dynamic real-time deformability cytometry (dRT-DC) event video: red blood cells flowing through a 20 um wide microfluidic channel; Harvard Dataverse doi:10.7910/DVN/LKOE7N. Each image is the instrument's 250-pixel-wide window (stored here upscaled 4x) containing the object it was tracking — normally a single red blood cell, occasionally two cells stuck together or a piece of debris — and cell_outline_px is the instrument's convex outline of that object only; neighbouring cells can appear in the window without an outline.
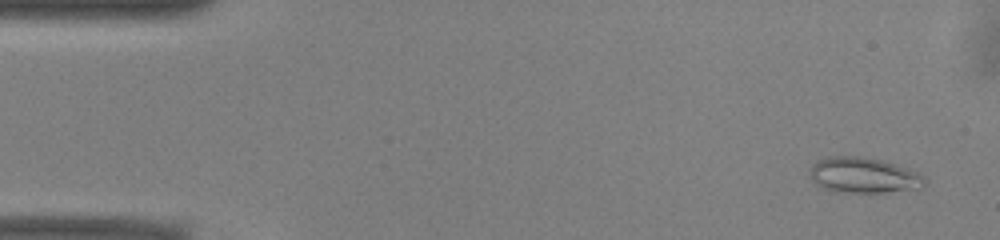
{"species": "common noctule bat (a hibernating species)", "species_latin": "Nyctalus noctula", "temperature_condition": "warm", "stored_images_in_passage": 52, "camera_frame_rate_fps": 3000, "um_per_image_px": 0.085, "animal": {"sex": "male", "body_mass_g": 13.0, "forearm_length_mm": 53.1}, "frame": {"image": 1, "passage_image": 3, "time_ms": 0.667, "image_size_px": [1000, 240], "cell_outline_px": [[924, 184], [920, 188], [884, 192], [836, 192], [824, 188], [816, 184], [808, 176], [808, 172], [812, 164], [816, 160], [828, 156], [856, 156], [884, 160], [924, 176]], "centroid_in_image_um": [73.3, 14.89], "position_along_channel_um": 11.7, "area_um2": 23.7}}
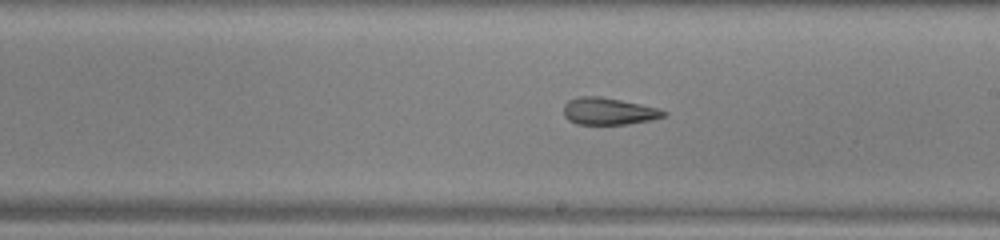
{"frame": {"image": 2, "passage_image": 29, "time_ms": 9.333, "image_size_px": [1000, 240], "cell_outline_px": [[668, 112], [664, 116], [652, 120], [628, 124], [576, 124], [568, 120], [564, 116], [564, 104], [568, 100], [580, 96], [600, 96], [640, 104], [656, 108]], "centroid_in_image_um": [51.7, 9.46], "position_along_channel_um": 237.3, "area_um2": 15.72}}
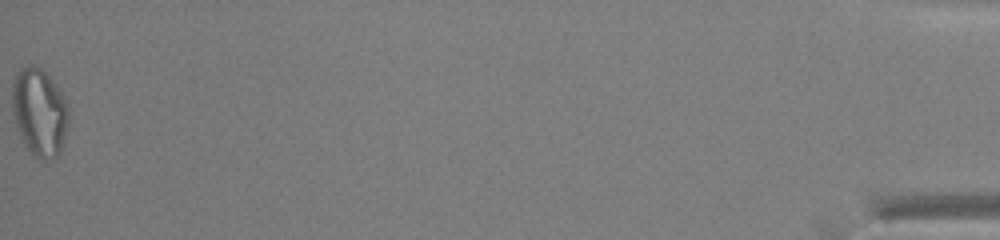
{"frame": {"image": 3, "passage_image": 52, "time_ms": 17.0, "image_size_px": [1000, 240], "cell_outline_px": [[68, 124], [60, 152], [52, 160], [40, 160], [28, 152], [16, 128], [12, 112], [12, 80], [16, 72], [20, 68], [28, 64], [32, 64], [40, 68], [52, 80], [60, 92], [64, 100], [68, 112]], "centroid_in_image_um": [3.3, 9.55], "position_along_channel_um": 431.9, "area_um2": 29.07}, "authors_computed_cell_mechanics": {"area_um2": 20.3456, "velocity_mm_per_s": 3.9485, "shape_relaxation_time_tau1_ms": null, "shape_relaxation_time_tau2_ms": 4.3263, "deformation_change_tau1": null, "deformation_change_tau2": 0.1092}}